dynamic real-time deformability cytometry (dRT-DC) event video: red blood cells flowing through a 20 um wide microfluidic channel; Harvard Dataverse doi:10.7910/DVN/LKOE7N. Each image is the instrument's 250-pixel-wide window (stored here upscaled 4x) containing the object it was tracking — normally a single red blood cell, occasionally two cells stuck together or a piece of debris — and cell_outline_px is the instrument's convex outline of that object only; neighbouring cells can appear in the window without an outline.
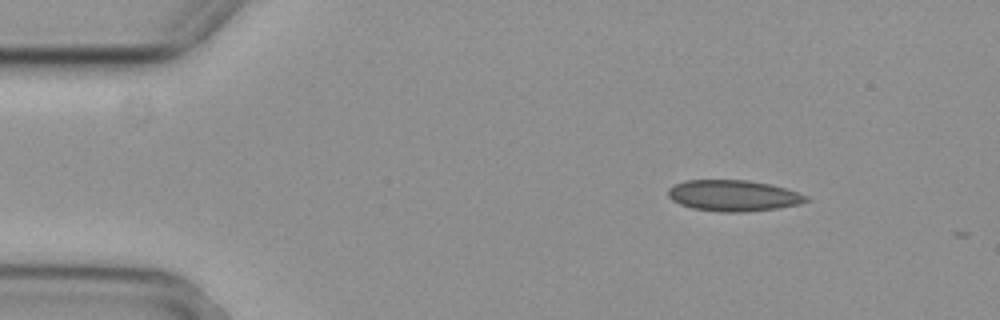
{"species": "common noctule bat (a hibernating species)", "species_latin": "Nyctalus noctula", "temperature_condition": "cold", "stored_images_in_passage": 3, "camera_frame_rate_fps": 3000, "um_per_image_px": 0.085, "animal": {"sex": "female", "body_mass_g": 29.2, "forearm_length_mm": 56.3}, "frame": {"image": 1, "passage_image": 1, "time_ms": 0.0, "image_size_px": [1000, 320], "cell_outline_px": [[812, 200], [800, 204], [776, 208], [748, 212], [716, 212], [692, 208], [680, 204], [672, 200], [668, 196], [668, 188], [684, 180], [748, 180], [768, 184], [784, 188], [808, 196]], "centroid_in_image_um": [62.33, 16.64], "position_along_channel_um": 22.7, "area_um2": 25.09}}
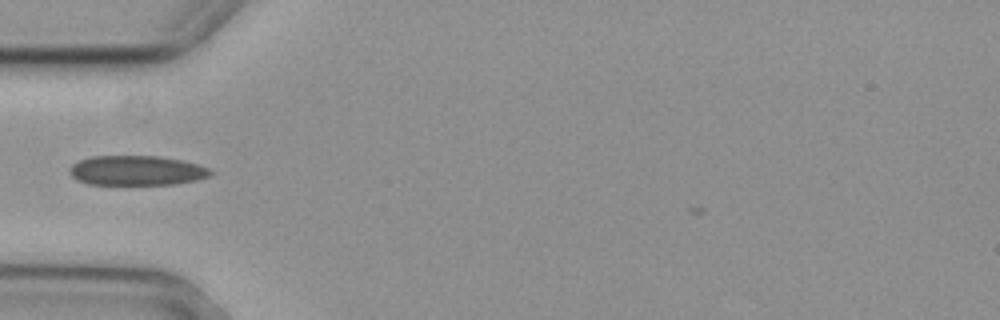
{"frame": {"image": 2, "passage_image": 3, "time_ms": 0.667, "image_size_px": [1000, 320], "cell_outline_px": [[212, 172], [208, 176], [196, 180], [176, 184], [88, 184], [76, 180], [68, 172], [68, 168], [72, 164], [80, 160], [92, 156], [156, 156], [180, 160], [196, 164], [208, 168]], "centroid_in_image_um": [11.55, 14.49], "position_along_channel_um": 73.5, "area_um2": 24.28}}